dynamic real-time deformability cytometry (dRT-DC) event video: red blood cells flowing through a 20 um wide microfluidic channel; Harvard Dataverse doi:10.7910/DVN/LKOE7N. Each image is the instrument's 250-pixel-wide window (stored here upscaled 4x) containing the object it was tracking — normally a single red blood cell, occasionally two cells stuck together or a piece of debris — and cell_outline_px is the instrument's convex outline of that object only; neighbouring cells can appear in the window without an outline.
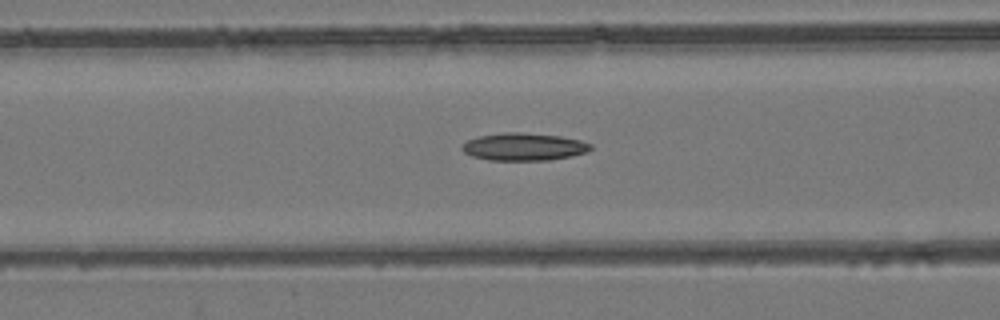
{"species": "common noctule bat (a hibernating species)", "species_latin": "Nyctalus noctula", "temperature_condition": "room temperature", "stored_images_in_passage": 54, "camera_frame_rate_fps": 3000, "um_per_image_px": 0.085, "animal": {"sex": "female", "body_mass_g": 24.6, "forearm_length_mm": 56.2}, "frame": {"image": 1, "passage_image": 22, "time_ms": 7.0, "image_size_px": [1000, 320], "cell_outline_px": [[592, 148], [588, 152], [572, 156], [548, 160], [488, 160], [472, 156], [464, 152], [460, 148], [468, 140], [476, 136], [500, 132], [520, 132], [560, 136], [580, 140], [592, 144]], "centroid_in_image_um": [44.52, 12.47], "position_along_channel_um": 122.1, "area_um2": 20.81}}
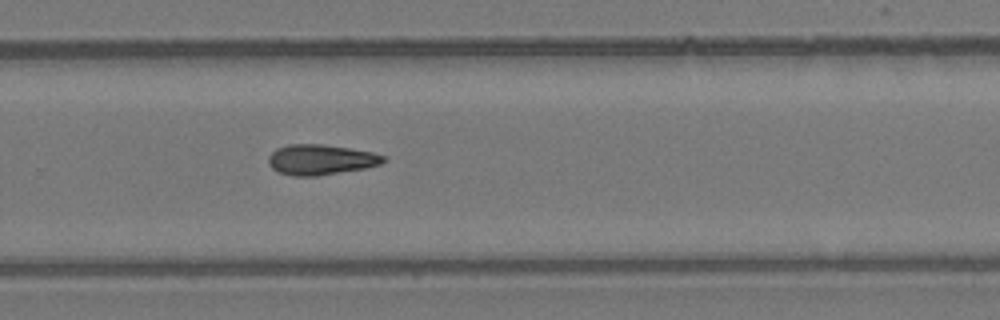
{"frame": {"image": 2, "passage_image": 36, "time_ms": 11.667, "image_size_px": [1000, 320], "cell_outline_px": [[388, 160], [380, 164], [364, 168], [316, 176], [292, 176], [276, 172], [268, 164], [268, 156], [276, 148], [288, 144], [320, 144], [348, 148], [372, 152], [384, 156]], "centroid_in_image_um": [27.21, 13.57], "position_along_channel_um": 302.6, "area_um2": 20.35}}
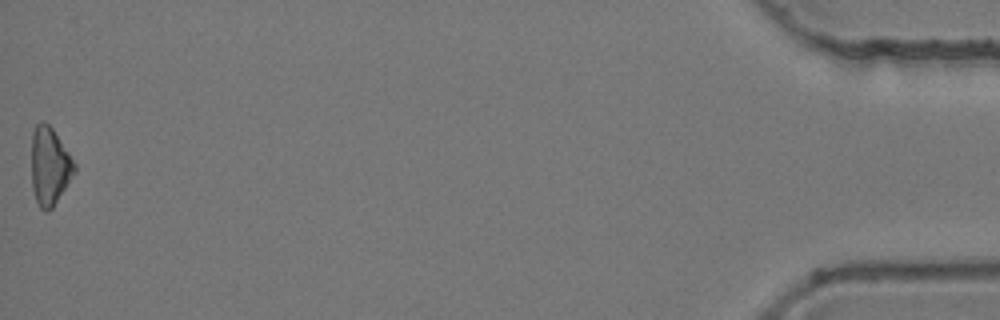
{"frame": {"image": 3, "passage_image": 54, "time_ms": 17.667, "image_size_px": [1000, 320], "cell_outline_px": [[76, 172], [52, 208], [48, 212], [44, 212], [40, 208], [36, 200], [32, 188], [32, 132], [36, 124], [40, 120], [44, 120], [52, 128], [76, 164]], "centroid_in_image_um": [4.21, 14.13], "position_along_channel_um": 431.0, "area_um2": 19.54}}